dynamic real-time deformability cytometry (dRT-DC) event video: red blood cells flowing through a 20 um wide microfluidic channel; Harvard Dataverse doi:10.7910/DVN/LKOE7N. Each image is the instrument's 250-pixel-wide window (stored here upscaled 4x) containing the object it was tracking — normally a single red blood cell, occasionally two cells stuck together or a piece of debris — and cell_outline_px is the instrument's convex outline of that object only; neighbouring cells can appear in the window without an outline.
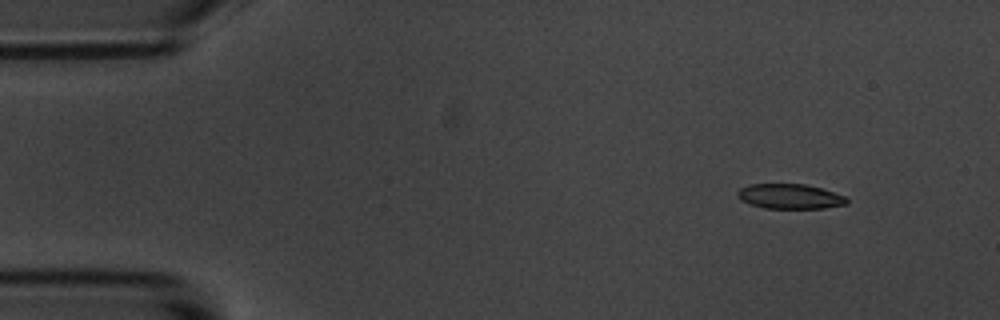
{"species": "common noctule bat (a hibernating species)", "species_latin": "Nyctalus noctula", "temperature_condition": "room temperature", "stored_images_in_passage": 6, "camera_frame_rate_fps": 3000, "um_per_image_px": 0.085, "animal": {"sex": "male", "body_mass_g": 20.1, "forearm_length_mm": 53.5}, "frame": {"image": 1, "passage_image": 2, "time_ms": 1.333, "image_size_px": [1000, 320], "cell_outline_px": [[848, 204], [824, 208], [764, 208], [740, 200], [736, 196], [736, 192], [740, 188], [752, 184], [804, 184], [820, 188], [844, 196], [848, 200]], "centroid_in_image_um": [67.11, 16.69], "position_along_channel_um": 17.9, "area_um2": 15.72}}
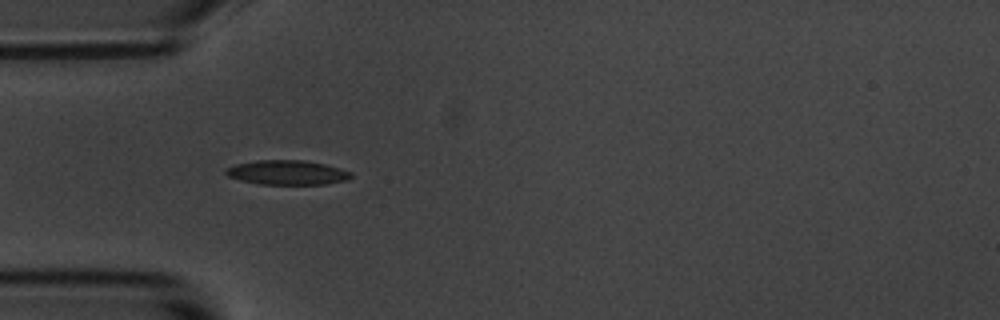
{"frame": {"image": 2, "passage_image": 5, "time_ms": 5.0, "image_size_px": [1000, 320], "cell_outline_px": [[352, 176], [348, 180], [324, 184], [260, 184], [240, 180], [228, 176], [224, 172], [224, 168], [236, 164], [256, 160], [304, 160], [324, 164], [340, 168], [352, 172]], "centroid_in_image_um": [24.4, 14.66], "position_along_channel_um": 60.6, "area_um2": 17.92}}